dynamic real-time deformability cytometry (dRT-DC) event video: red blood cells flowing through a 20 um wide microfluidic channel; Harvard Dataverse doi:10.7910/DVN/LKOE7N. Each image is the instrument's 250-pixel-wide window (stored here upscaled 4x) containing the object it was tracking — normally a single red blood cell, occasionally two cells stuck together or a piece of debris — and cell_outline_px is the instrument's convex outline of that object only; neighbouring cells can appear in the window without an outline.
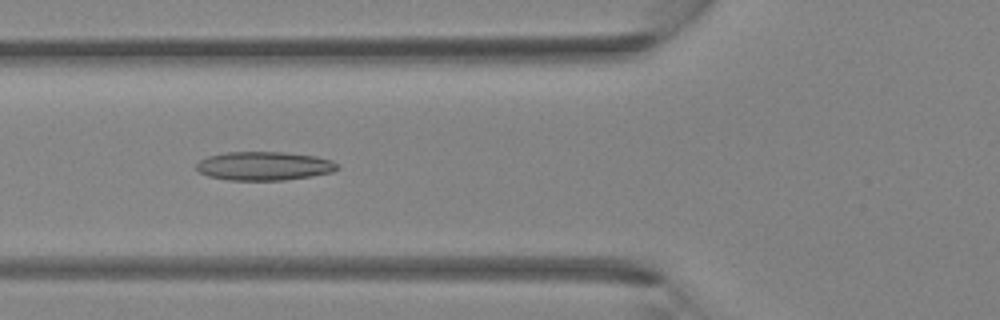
{"species": "Egyptian fruit bat (a non-hibernating species)", "species_latin": "Rousettus aegyptiacus", "temperature_condition": "room temperature", "stored_images_in_passage": 40, "camera_frame_rate_fps": 3000, "um_per_image_px": 0.085, "animal": {"sex": "female"}, "frame": {"image": 1, "passage_image": 15, "time_ms": 4.667, "image_size_px": [1000, 320], "cell_outline_px": [[340, 168], [332, 172], [312, 176], [284, 180], [228, 180], [208, 176], [200, 172], [196, 168], [196, 164], [200, 160], [208, 156], [224, 152], [284, 152], [316, 156], [332, 160], [340, 164]], "centroid_in_image_um": [22.48, 14.1], "position_along_channel_um": 103.3, "area_um2": 23.76}}
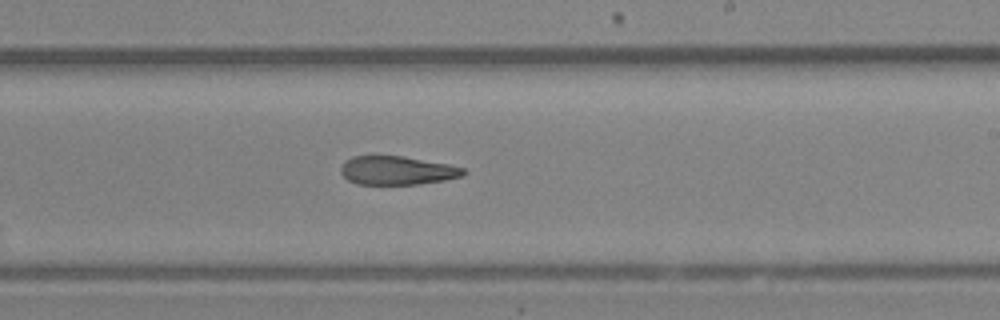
{"frame": {"image": 2, "passage_image": 24, "time_ms": 7.667, "image_size_px": [1000, 320], "cell_outline_px": [[468, 172], [464, 176], [444, 180], [420, 184], [356, 184], [348, 180], [340, 172], [340, 168], [352, 156], [400, 156], [448, 164], [464, 168]], "centroid_in_image_um": [33.79, 14.5], "position_along_channel_um": 255.2, "area_um2": 20.35}}
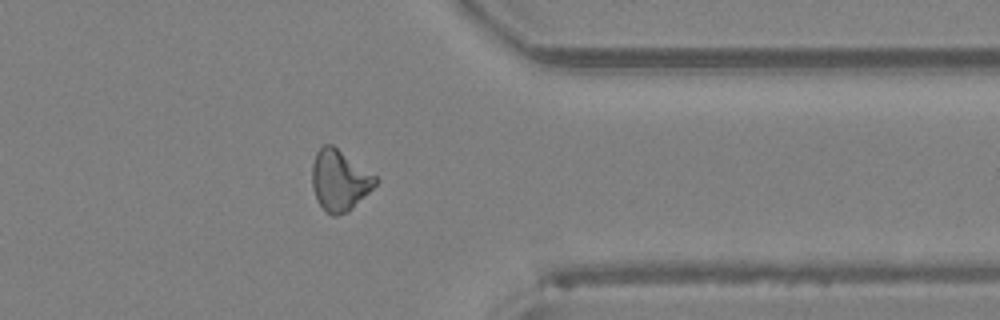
{"frame": {"image": 3, "passage_image": 32, "time_ms": 10.333, "image_size_px": [1000, 320], "cell_outline_px": [[380, 180], [348, 212], [336, 216], [332, 216], [320, 204], [312, 188], [312, 164], [316, 152], [324, 144], [332, 144], [376, 176]], "centroid_in_image_um": [28.85, 15.32], "position_along_channel_um": 382.5, "area_um2": 22.2}}